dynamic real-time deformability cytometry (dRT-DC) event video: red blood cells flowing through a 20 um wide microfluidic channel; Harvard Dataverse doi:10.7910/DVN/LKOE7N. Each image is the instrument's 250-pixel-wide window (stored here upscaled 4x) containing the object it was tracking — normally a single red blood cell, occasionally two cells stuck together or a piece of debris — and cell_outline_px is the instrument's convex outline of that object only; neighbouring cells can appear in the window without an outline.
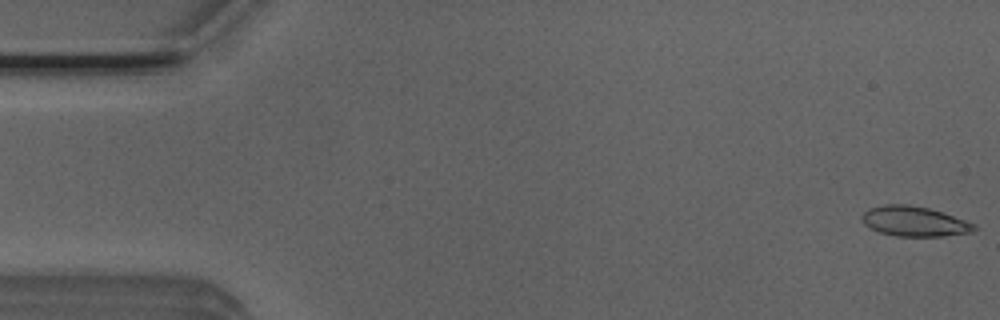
{"species": "Egyptian fruit bat (a non-hibernating species)", "species_latin": "Rousettus aegyptiacus", "temperature_condition": "room temperature", "stored_images_in_passage": 4, "camera_frame_rate_fps": 3000, "um_per_image_px": 0.085, "animal": {"sex": "male"}, "frame": {"image": 1, "passage_image": 1, "time_ms": 0.0, "image_size_px": [1000, 320], "cell_outline_px": [[976, 228], [972, 232], [944, 236], [896, 236], [880, 232], [868, 228], [860, 220], [860, 216], [868, 208], [884, 204], [908, 204], [928, 208], [944, 212], [976, 224]], "centroid_in_image_um": [77.68, 18.81], "position_along_channel_um": 7.3, "area_um2": 19.88}}